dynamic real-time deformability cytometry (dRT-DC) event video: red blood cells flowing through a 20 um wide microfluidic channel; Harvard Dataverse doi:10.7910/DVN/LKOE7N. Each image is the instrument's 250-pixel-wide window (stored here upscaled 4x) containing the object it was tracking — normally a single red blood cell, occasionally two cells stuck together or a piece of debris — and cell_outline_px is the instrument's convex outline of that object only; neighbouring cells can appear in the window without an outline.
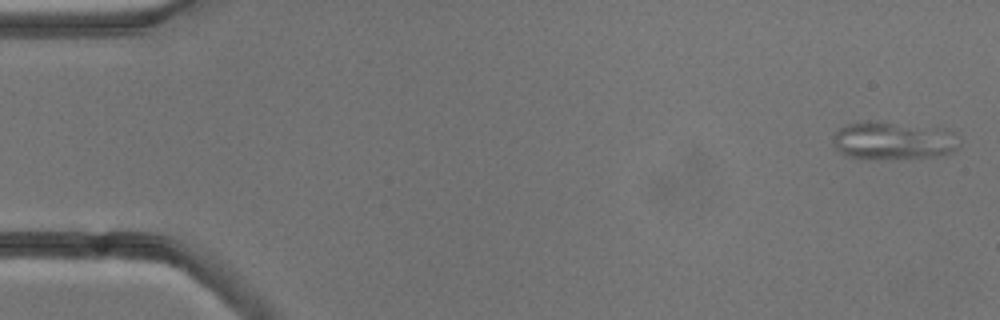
{"species": "common noctule bat (a hibernating species)", "species_latin": "Nyctalus noctula", "temperature_condition": "cold", "stored_images_in_passage": 5, "camera_frame_rate_fps": 3000, "um_per_image_px": 0.085, "animal": {"sex": "male", "body_mass_g": 13.3}, "frame": {"image": 1, "passage_image": 1, "time_ms": 0.0, "image_size_px": [1000, 320], "cell_outline_px": [[960, 144], [956, 148], [948, 152], [936, 156], [844, 156], [836, 148], [832, 140], [832, 136], [844, 124], [868, 120], [948, 128], [952, 132]], "centroid_in_image_um": [75.9, 11.87], "position_along_channel_um": 9.1, "area_um2": 27.05}}